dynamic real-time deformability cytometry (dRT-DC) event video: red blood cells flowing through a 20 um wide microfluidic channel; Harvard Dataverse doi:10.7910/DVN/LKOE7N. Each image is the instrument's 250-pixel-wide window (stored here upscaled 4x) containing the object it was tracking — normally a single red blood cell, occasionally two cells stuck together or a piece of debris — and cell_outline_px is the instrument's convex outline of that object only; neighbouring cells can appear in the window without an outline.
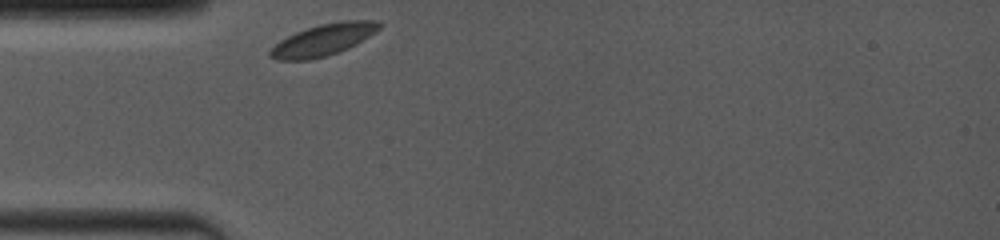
{"species": "common noctule bat (a hibernating species)", "species_latin": "Nyctalus noctula", "temperature_condition": "room temperature", "stored_images_in_passage": 32, "camera_frame_rate_fps": 4000, "um_per_image_px": 0.085, "animal": {"sex": "female", "body_mass_g": 19.0, "forearm_length_mm": 53.3}, "frame": {"image": 1, "passage_image": 1, "time_ms": 0.0, "image_size_px": [1000, 240], "cell_outline_px": [[384, 24], [380, 28], [356, 44], [348, 48], [324, 56], [308, 60], [276, 60], [268, 56], [268, 52], [280, 40], [296, 32], [320, 24], [344, 20], [376, 20]], "centroid_in_image_um": [27.48, 3.38], "position_along_channel_um": 57.5, "area_um2": 19.88}}
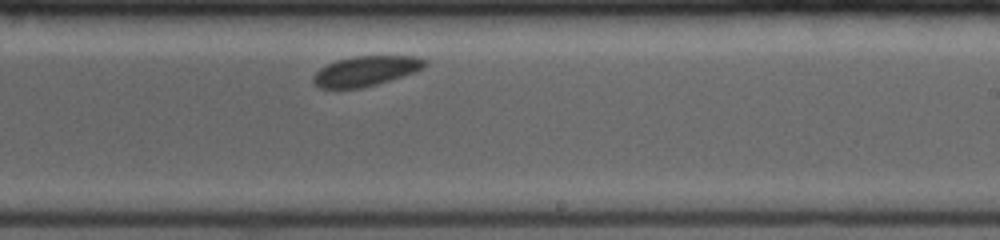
{"frame": {"image": 2, "passage_image": 19, "time_ms": 5.5, "image_size_px": [1000, 240], "cell_outline_px": [[428, 64], [424, 68], [376, 84], [360, 88], [320, 88], [312, 80], [312, 76], [320, 68], [336, 60], [352, 56], [416, 56], [424, 60]], "centroid_in_image_um": [31.06, 6.02], "position_along_channel_um": 257.9, "area_um2": 19.19}}
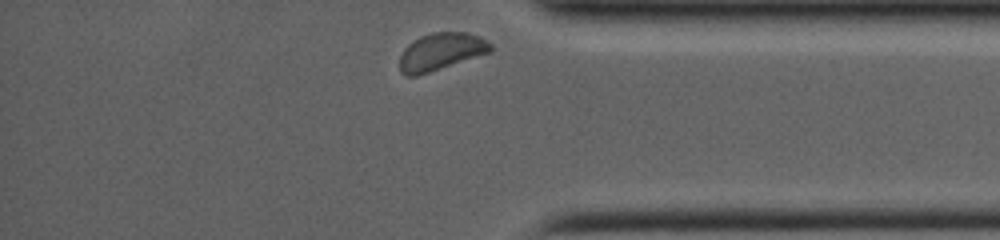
{"frame": {"image": 3, "passage_image": 32, "time_ms": 9.25, "image_size_px": [1000, 240], "cell_outline_px": [[492, 52], [416, 76], [404, 76], [400, 72], [400, 56], [404, 48], [408, 44], [420, 36], [432, 32], [464, 32], [480, 36], [492, 44]], "centroid_in_image_um": [37.48, 4.39], "position_along_channel_um": 397.7, "area_um2": 19.83}}